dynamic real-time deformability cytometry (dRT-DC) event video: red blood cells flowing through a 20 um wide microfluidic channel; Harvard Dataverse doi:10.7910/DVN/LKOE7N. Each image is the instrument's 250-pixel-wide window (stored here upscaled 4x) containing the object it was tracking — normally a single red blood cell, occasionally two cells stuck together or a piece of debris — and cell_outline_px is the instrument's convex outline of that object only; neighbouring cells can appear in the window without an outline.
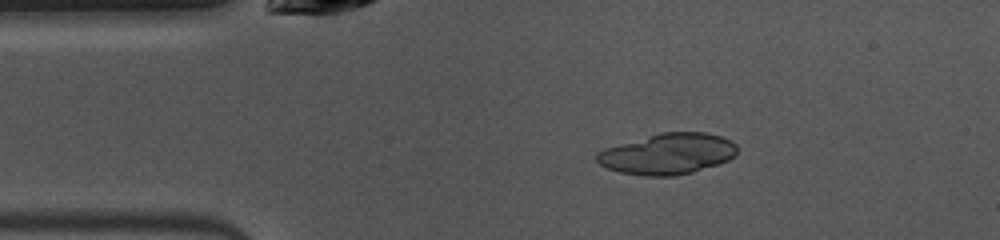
{"species": "common noctule bat (a hibernating species)", "species_latin": "Nyctalus noctula", "temperature_condition": "warm", "stored_images_in_passage": 48, "camera_frame_rate_fps": 3000, "um_per_image_px": 0.085, "animal": {"sex": "female", "body_mass_g": 10.0, "forearm_length_mm": 53.1}, "frame": {"image": 1, "passage_image": 8, "time_ms": 2.333, "image_size_px": [1000, 240], "cell_outline_px": [[736, 156], [728, 160], [692, 172], [676, 176], [644, 176], [620, 172], [608, 168], [600, 164], [596, 160], [596, 152], [604, 148], [660, 132], [704, 132], [720, 136], [736, 144]], "centroid_in_image_um": [56.73, 13.08], "position_along_channel_um": 28.3, "area_um2": 33.35}}